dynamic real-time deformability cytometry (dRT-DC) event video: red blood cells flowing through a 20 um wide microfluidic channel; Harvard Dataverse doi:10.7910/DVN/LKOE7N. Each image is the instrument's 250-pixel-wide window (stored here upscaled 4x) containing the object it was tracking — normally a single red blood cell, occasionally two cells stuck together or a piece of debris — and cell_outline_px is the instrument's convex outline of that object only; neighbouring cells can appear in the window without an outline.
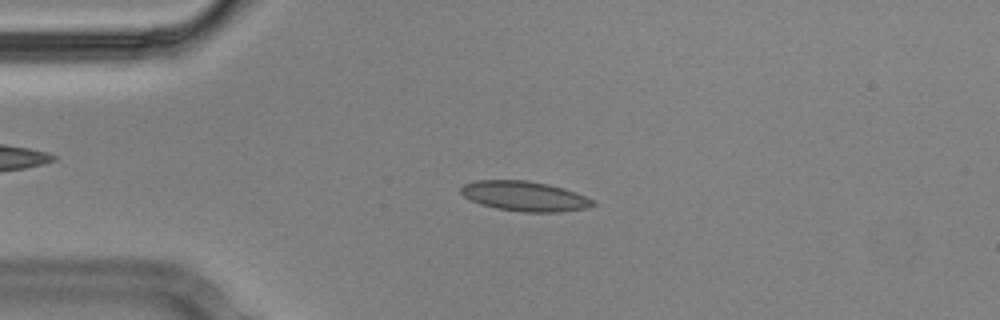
{"species": "Egyptian fruit bat (a non-hibernating species)", "species_latin": "Rousettus aegyptiacus", "temperature_condition": "cold", "stored_images_in_passage": 55, "camera_frame_rate_fps": 3000, "um_per_image_px": 0.085, "animal": {"sex": "male"}, "frame": {"image": 1, "passage_image": 12, "time_ms": 3.667, "image_size_px": [1000, 320], "cell_outline_px": [[596, 204], [588, 208], [560, 212], [524, 212], [496, 208], [480, 204], [464, 196], [460, 192], [460, 188], [464, 184], [476, 180], [528, 180], [548, 184], [564, 188], [584, 196], [592, 200]], "centroid_in_image_um": [44.58, 16.67], "position_along_channel_um": 40.4, "area_um2": 22.95}}
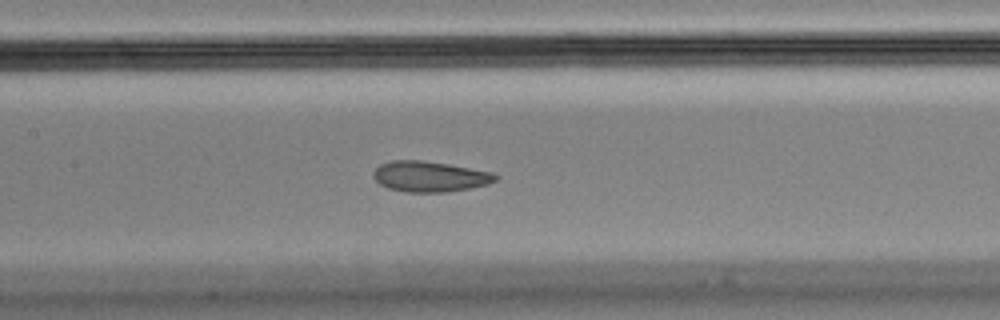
{"frame": {"image": 2, "passage_image": 25, "time_ms": 8.0, "image_size_px": [1000, 320], "cell_outline_px": [[500, 176], [496, 180], [488, 184], [448, 192], [408, 192], [388, 188], [380, 184], [372, 176], [372, 172], [380, 164], [392, 160], [424, 160], [448, 164], [492, 172]], "centroid_in_image_um": [36.52, 15.0], "position_along_channel_um": 170.9, "area_um2": 21.79}}
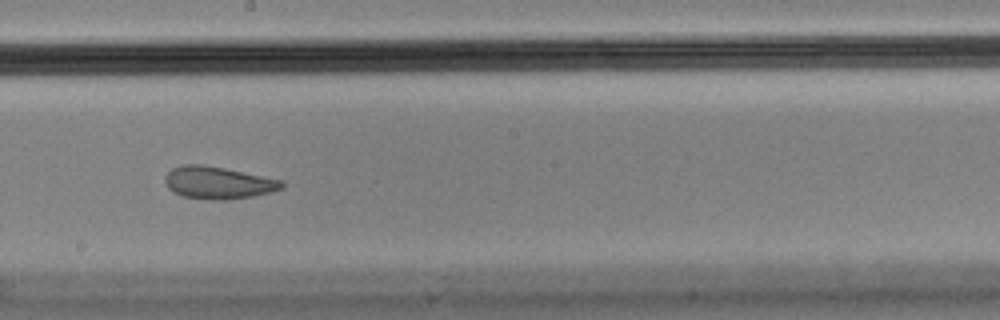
{"frame": {"image": 3, "passage_image": 30, "time_ms": 9.667, "image_size_px": [1000, 320], "cell_outline_px": [[284, 188], [252, 196], [224, 200], [208, 200], [184, 196], [168, 188], [164, 180], [164, 176], [172, 168], [180, 164], [204, 164], [284, 180]], "centroid_in_image_um": [18.53, 15.52], "position_along_channel_um": 229.7, "area_um2": 22.02}, "authors_computed_cell_mechanics": {"area_um2": 22.3686, "velocity_mm_per_s": 3.5388, "shape_relaxation_time_tau1_ms": null, "shape_relaxation_time_tau2_ms": 2.0966, "deformation_change_tau1": null, "deformation_change_tau2": 0.0687}}